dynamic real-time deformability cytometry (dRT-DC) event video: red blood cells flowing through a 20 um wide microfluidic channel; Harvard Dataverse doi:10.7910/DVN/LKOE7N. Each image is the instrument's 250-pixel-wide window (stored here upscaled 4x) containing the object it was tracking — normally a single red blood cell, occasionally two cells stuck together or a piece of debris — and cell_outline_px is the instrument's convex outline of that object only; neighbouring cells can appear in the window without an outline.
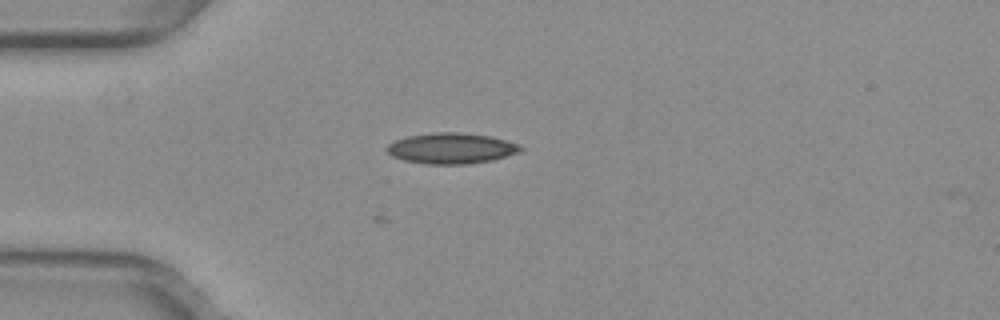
{"species": "common noctule bat (a hibernating species)", "species_latin": "Nyctalus noctula", "temperature_condition": "warm", "stored_images_in_passage": 39, "camera_frame_rate_fps": 3000, "um_per_image_px": 0.085, "animal": {"sex": "female", "body_mass_g": 29.2, "forearm_length_mm": 56.3}, "frame": {"image": 1, "passage_image": 1, "time_ms": 0.0, "image_size_px": [1000, 320], "cell_outline_px": [[524, 148], [520, 152], [492, 160], [468, 164], [424, 164], [404, 160], [392, 156], [388, 152], [388, 144], [396, 140], [408, 136], [436, 132], [460, 132], [492, 136], [520, 144]], "centroid_in_image_um": [38.4, 12.6], "position_along_channel_um": 46.6, "area_um2": 23.99}}
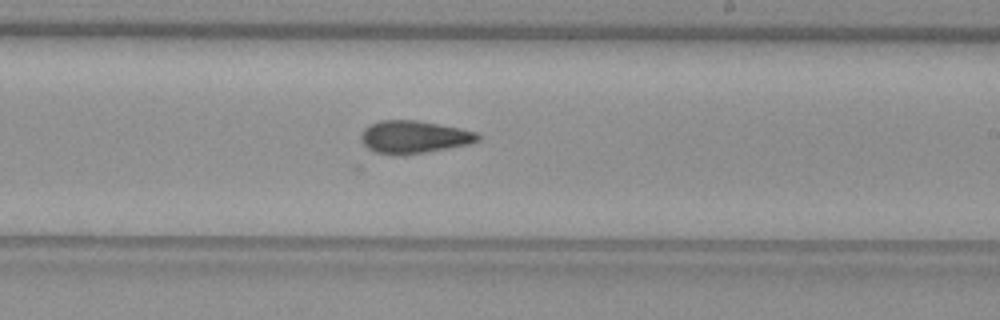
{"frame": {"image": 2, "passage_image": 18, "time_ms": 5.667, "image_size_px": [1000, 320], "cell_outline_px": [[480, 140], [468, 144], [448, 148], [404, 156], [392, 156], [376, 152], [368, 148], [364, 144], [360, 136], [364, 128], [380, 120], [416, 120], [460, 128], [476, 132], [480, 136]], "centroid_in_image_um": [35.17, 11.66], "position_along_channel_um": 253.8, "area_um2": 22.31}}
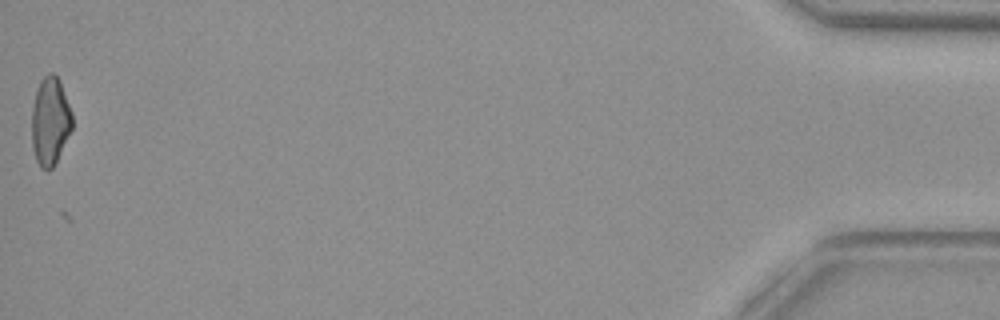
{"frame": {"image": 3, "passage_image": 39, "time_ms": 12.667, "image_size_px": [1000, 320], "cell_outline_px": [[72, 128], [52, 168], [40, 168], [36, 160], [32, 148], [32, 108], [36, 92], [40, 80], [48, 72], [52, 72], [60, 80], [72, 112]], "centroid_in_image_um": [4.26, 10.26], "position_along_channel_um": 430.9, "area_um2": 20.58}}